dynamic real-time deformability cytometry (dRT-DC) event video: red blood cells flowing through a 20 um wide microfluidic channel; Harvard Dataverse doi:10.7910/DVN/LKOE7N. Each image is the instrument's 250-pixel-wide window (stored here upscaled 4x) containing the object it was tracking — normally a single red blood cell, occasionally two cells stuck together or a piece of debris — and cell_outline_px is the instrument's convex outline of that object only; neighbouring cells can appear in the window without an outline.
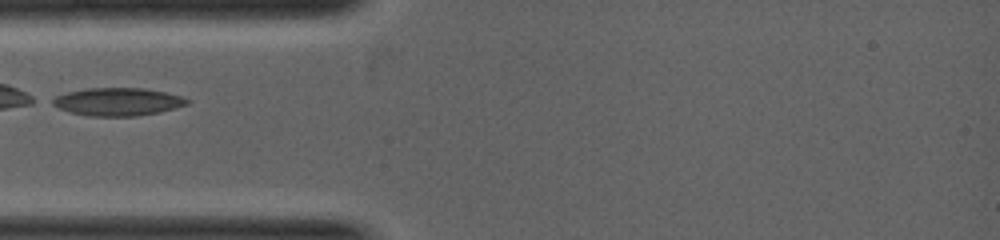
{"species": "common noctule bat (a hibernating species)", "species_latin": "Nyctalus noctula", "temperature_condition": "warm", "stored_images_in_passage": 4, "camera_frame_rate_fps": 5000, "um_per_image_px": 0.085, "animal": {"sex": "female", "body_mass_g": 19.0, "forearm_length_mm": 53.3}, "frame": {"image": 1, "passage_image": 1, "time_ms": 0.0, "image_size_px": [1000, 240], "cell_outline_px": [[192, 100], [188, 104], [176, 108], [160, 112], [136, 116], [88, 116], [68, 112], [52, 104], [48, 100], [56, 96], [68, 92], [84, 88], [144, 88], [164, 92], [180, 96]], "centroid_in_image_um": [9.99, 8.65], "position_along_channel_um": 75.0, "area_um2": 22.02}}
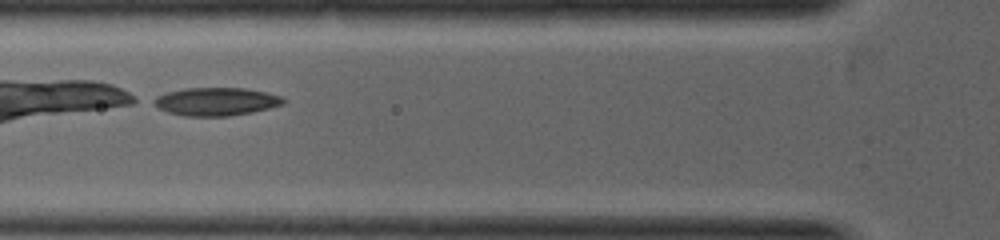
{"frame": {"image": 2, "passage_image": 3, "time_ms": 0.4, "image_size_px": [1000, 240], "cell_outline_px": [[288, 100], [284, 104], [252, 112], [228, 116], [184, 116], [168, 112], [152, 104], [148, 100], [156, 96], [168, 92], [184, 88], [244, 88], [264, 92], [280, 96]], "centroid_in_image_um": [18.33, 8.63], "position_along_channel_um": 107.5, "area_um2": 21.27}}
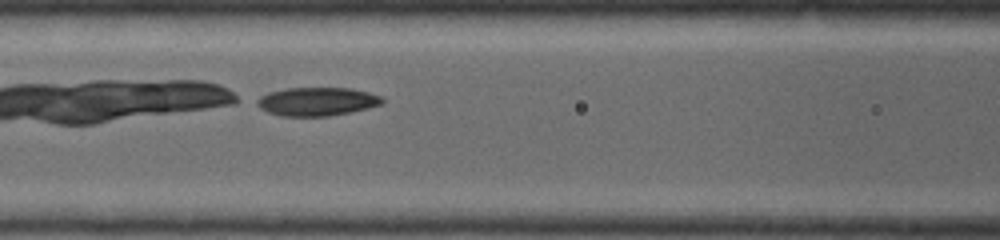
{"frame": {"image": 3, "passage_image": 4, "time_ms": 0.8, "image_size_px": [1000, 240], "cell_outline_px": [[384, 104], [352, 112], [328, 116], [280, 116], [268, 112], [252, 104], [252, 100], [268, 92], [288, 88], [352, 88], [368, 92], [380, 96], [384, 100]], "centroid_in_image_um": [26.89, 8.63], "position_along_channel_um": 139.7, "area_um2": 21.15}}